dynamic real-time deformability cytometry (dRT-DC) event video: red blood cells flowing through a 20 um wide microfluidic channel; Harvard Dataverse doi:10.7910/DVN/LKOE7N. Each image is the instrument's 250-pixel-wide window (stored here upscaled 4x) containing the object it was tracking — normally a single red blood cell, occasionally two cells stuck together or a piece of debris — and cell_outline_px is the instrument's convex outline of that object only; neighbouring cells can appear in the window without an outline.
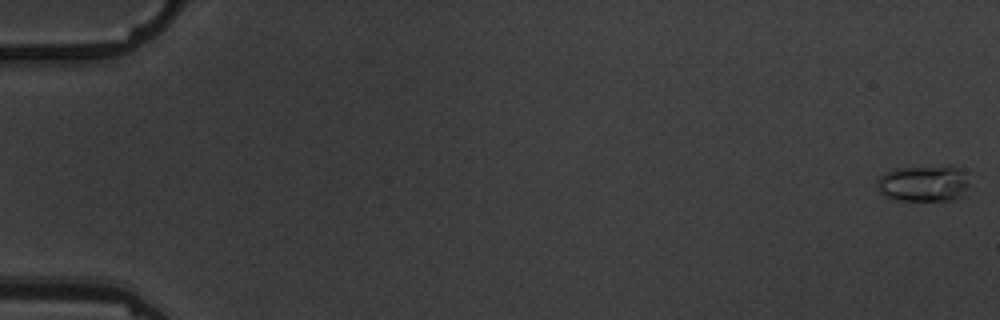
{"species": "common noctule bat (a hibernating species)", "species_latin": "Nyctalus noctula", "temperature_condition": "warm", "stored_images_in_passage": 11, "camera_frame_rate_fps": 3000, "um_per_image_px": 0.085, "animal": {"sex": "male", "body_mass_g": 19.5, "forearm_length_mm": 54.6}, "frame": {"image": 1, "passage_image": 1, "time_ms": 0.0, "image_size_px": [1000, 320], "cell_outline_px": [[968, 184], [964, 196], [952, 200], [896, 200], [884, 196], [876, 188], [876, 180], [884, 172], [896, 168], [948, 164], [960, 168]], "centroid_in_image_um": [78.47, 15.57], "position_along_channel_um": 6.5, "area_um2": 20.0}}
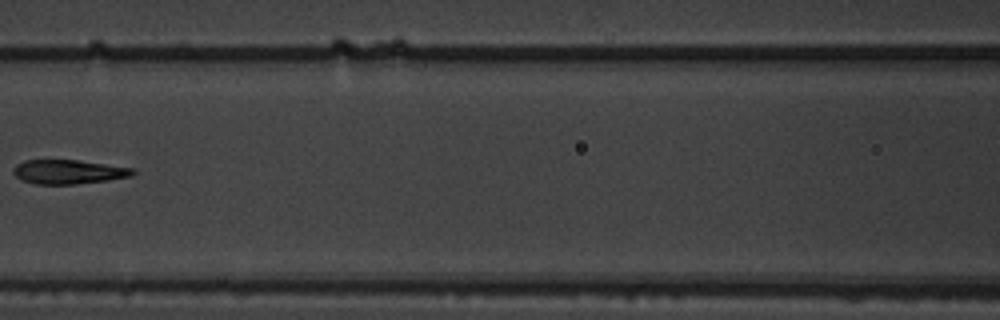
{"frame": {"image": 2, "passage_image": 8, "time_ms": 9.0, "image_size_px": [1000, 320], "cell_outline_px": [[136, 172], [132, 176], [108, 180], [76, 184], [32, 184], [20, 180], [12, 172], [16, 164], [24, 160], [76, 160], [136, 168]], "centroid_in_image_um": [5.82, 14.61], "position_along_channel_um": 160.8, "area_um2": 16.99}}
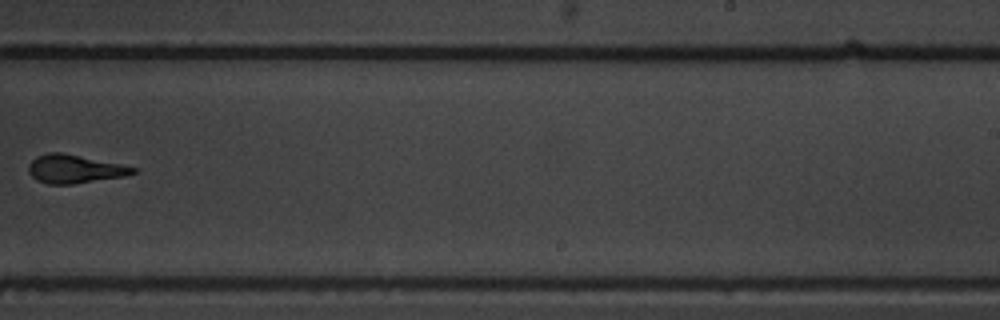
{"frame": {"image": 3, "passage_image": 11, "time_ms": 12.333, "image_size_px": [1000, 320], "cell_outline_px": [[140, 168], [136, 172], [124, 176], [72, 184], [48, 184], [36, 180], [28, 172], [28, 164], [36, 156], [48, 152], [60, 152]], "centroid_in_image_um": [6.31, 14.36], "position_along_channel_um": 282.7, "area_um2": 17.22}}